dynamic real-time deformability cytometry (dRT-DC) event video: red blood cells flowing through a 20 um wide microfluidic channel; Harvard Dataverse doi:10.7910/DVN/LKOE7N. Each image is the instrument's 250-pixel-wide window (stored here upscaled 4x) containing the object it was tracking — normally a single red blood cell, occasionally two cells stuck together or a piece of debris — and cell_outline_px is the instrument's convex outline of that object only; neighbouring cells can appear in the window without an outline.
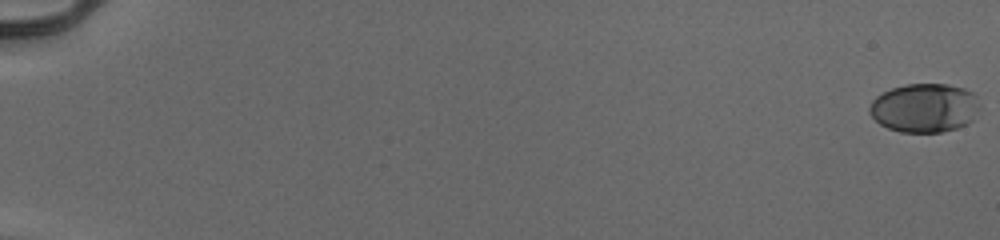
{"species": "human", "species_latin": "Homo sapiens", "temperature_condition": "cold", "stored_images_in_passage": 56, "camera_frame_rate_fps": 3000, "um_per_image_px": 0.085, "donor": {"sex": "male"}, "frame": {"image": 1, "passage_image": 1, "time_ms": 0.0, "image_size_px": [1000, 240], "cell_outline_px": [[980, 108], [972, 120], [968, 124], [956, 128], [940, 132], [900, 132], [888, 128], [880, 124], [868, 112], [868, 108], [872, 100], [876, 96], [892, 88], [904, 84], [948, 84], [964, 88], [972, 92], [976, 96]], "centroid_in_image_um": [78.58, 9.17], "position_along_channel_um": 6.4, "area_um2": 31.56}}
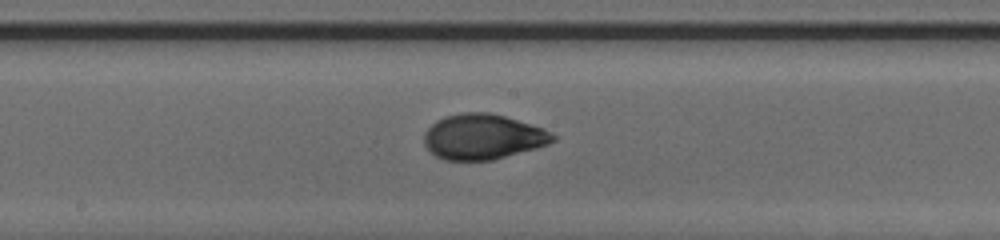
{"frame": {"image": 2, "passage_image": 33, "time_ms": 10.667, "image_size_px": [1000, 240], "cell_outline_px": [[556, 140], [548, 144], [536, 148], [492, 160], [444, 160], [436, 156], [424, 144], [424, 132], [436, 120], [444, 116], [460, 112], [488, 112], [504, 116], [544, 128], [552, 132], [556, 136]], "centroid_in_image_um": [41.05, 11.61], "position_along_channel_um": 207.2, "area_um2": 34.04}}
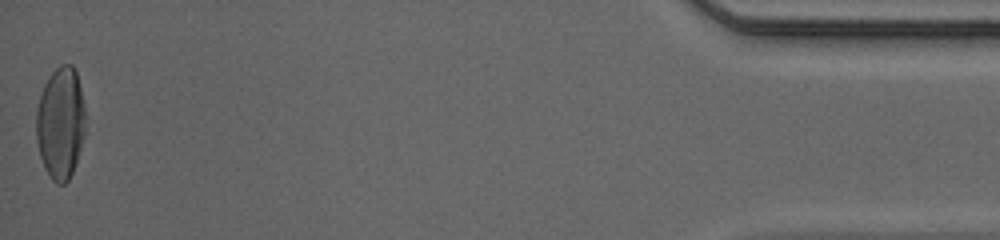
{"frame": {"image": 3, "passage_image": 56, "time_ms": 18.333, "image_size_px": [1000, 240], "cell_outline_px": [[84, 136], [72, 172], [68, 180], [64, 184], [56, 184], [52, 180], [44, 168], [40, 156], [36, 140], [36, 112], [40, 96], [44, 84], [52, 72], [60, 64], [72, 64], [76, 72], [84, 104]], "centroid_in_image_um": [5.13, 10.46], "position_along_channel_um": 430.1, "area_um2": 31.96}, "authors_computed_cell_mechanics": {"area_um2": 32.1079, "velocity_mm_per_s": 3.9582, "shape_relaxation_time_tau1_ms": 4.4662, "shape_relaxation_time_tau2_ms": 0.8838, "deformation_change_tau1": 0.1907, "deformation_change_tau2": 0.0507}}